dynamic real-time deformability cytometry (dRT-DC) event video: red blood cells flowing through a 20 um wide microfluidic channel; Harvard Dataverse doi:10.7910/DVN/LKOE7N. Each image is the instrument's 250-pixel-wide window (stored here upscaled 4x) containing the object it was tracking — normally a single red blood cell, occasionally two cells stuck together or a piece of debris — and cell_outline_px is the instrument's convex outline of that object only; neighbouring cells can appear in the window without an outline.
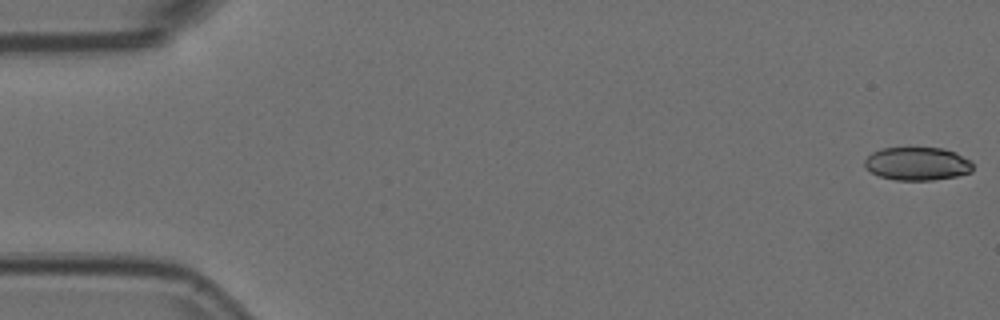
{"species": "Egyptian fruit bat (a non-hibernating species)", "species_latin": "Rousettus aegyptiacus", "temperature_condition": "room temperature", "stored_images_in_passage": 56, "camera_frame_rate_fps": 3000, "um_per_image_px": 0.085, "animal": {"sex": "female"}, "frame": {"image": 1, "passage_image": 1, "time_ms": 0.0, "image_size_px": [1000, 320], "cell_outline_px": [[972, 172], [956, 176], [932, 180], [896, 180], [880, 176], [872, 172], [864, 164], [864, 160], [872, 152], [880, 148], [944, 148], [956, 152], [972, 160]], "centroid_in_image_um": [78.0, 13.91], "position_along_channel_um": 7.0, "area_um2": 20.98}}
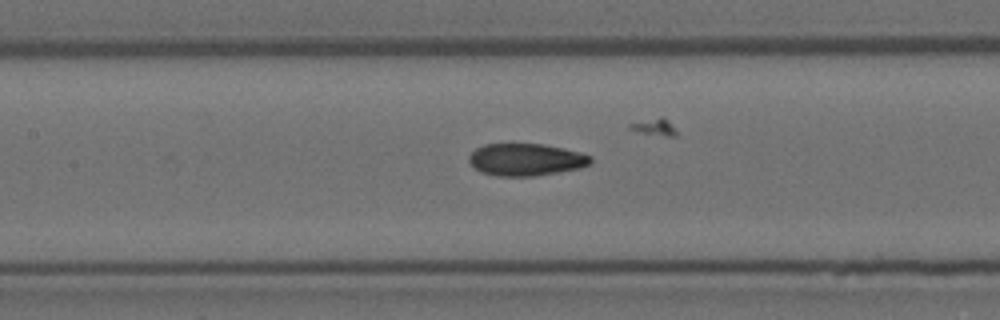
{"frame": {"image": 2, "passage_image": 25, "time_ms": 8.0, "image_size_px": [1000, 320], "cell_outline_px": [[592, 164], [580, 168], [536, 176], [496, 176], [480, 172], [468, 160], [468, 156], [476, 148], [484, 144], [544, 144], [564, 148], [580, 152], [592, 156]], "centroid_in_image_um": [44.73, 13.57], "position_along_channel_um": 162.7, "area_um2": 23.0}}
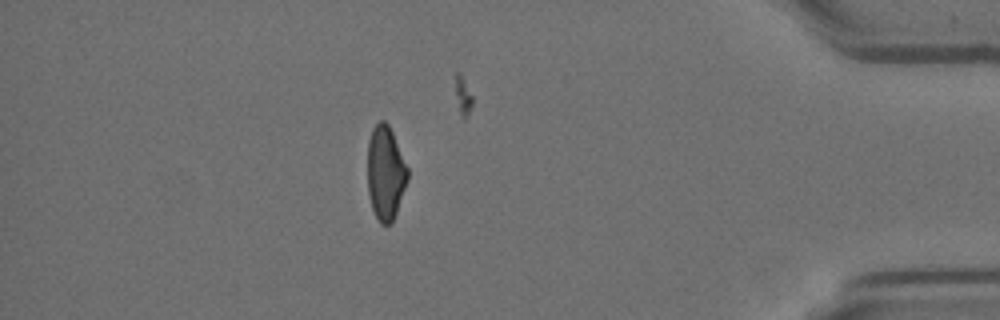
{"frame": {"image": 3, "passage_image": 48, "time_ms": 15.667, "image_size_px": [1000, 320], "cell_outline_px": [[408, 180], [392, 224], [380, 224], [372, 208], [368, 192], [368, 140], [372, 128], [380, 120], [384, 120], [388, 124], [392, 132], [408, 168]], "centroid_in_image_um": [32.76, 14.7], "position_along_channel_um": 402.4, "area_um2": 21.96}, "authors_computed_cell_mechanics": {"area_um2": 22.7154, "velocity_mm_per_s": 3.7194, "shape_relaxation_time_tau1_ms": null, "shape_relaxation_time_tau2_ms": 2.3876, "deformation_change_tau1": null, "deformation_change_tau2": 0.0839}}